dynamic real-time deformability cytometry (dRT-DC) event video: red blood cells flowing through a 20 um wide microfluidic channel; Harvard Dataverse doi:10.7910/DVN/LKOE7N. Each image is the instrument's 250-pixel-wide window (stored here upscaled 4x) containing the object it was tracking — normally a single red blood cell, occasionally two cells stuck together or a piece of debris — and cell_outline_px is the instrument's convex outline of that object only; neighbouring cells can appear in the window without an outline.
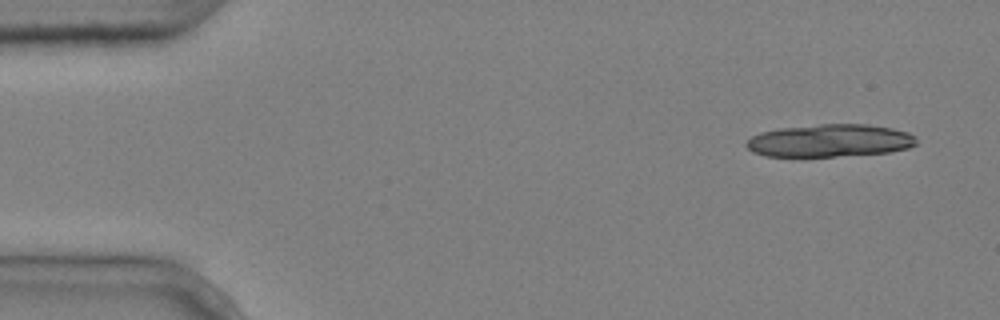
{"species": "common noctule bat (a hibernating species)", "species_latin": "Nyctalus noctula", "temperature_condition": "cold", "stored_images_in_passage": 3, "camera_frame_rate_fps": 3000, "um_per_image_px": 0.085, "animal": {"sex": "male", "body_mass_g": 20.4}, "frame": {"image": 1, "passage_image": 1, "time_ms": 0.0, "image_size_px": [1000, 320], "cell_outline_px": [[916, 144], [908, 148], [888, 152], [836, 156], [764, 156], [752, 152], [744, 144], [752, 136], [760, 132], [780, 128], [820, 124], [868, 124], [892, 128], [908, 132], [916, 136]], "centroid_in_image_um": [70.53, 11.94], "position_along_channel_um": 14.5, "area_um2": 32.37}}